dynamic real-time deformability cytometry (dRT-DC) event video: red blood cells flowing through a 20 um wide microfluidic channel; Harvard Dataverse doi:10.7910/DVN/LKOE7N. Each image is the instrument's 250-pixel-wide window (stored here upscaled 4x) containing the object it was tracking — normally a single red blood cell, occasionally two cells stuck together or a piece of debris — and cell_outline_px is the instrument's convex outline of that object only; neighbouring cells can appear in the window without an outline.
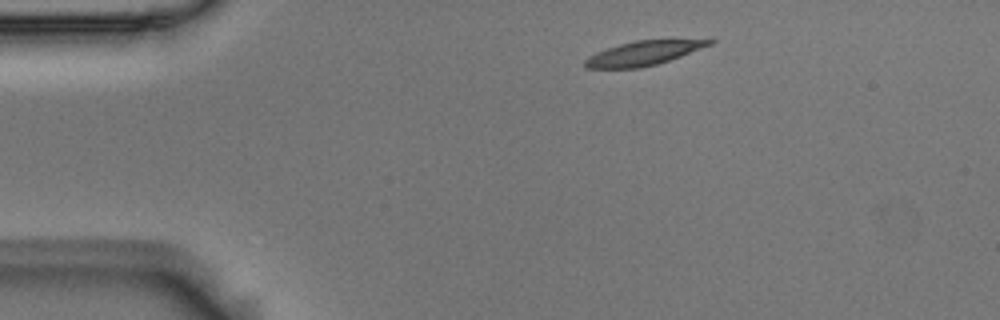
{"species": "Egyptian fruit bat (a non-hibernating species)", "species_latin": "Rousettus aegyptiacus", "temperature_condition": "room temperature", "stored_images_in_passage": 45, "camera_frame_rate_fps": 3000, "um_per_image_px": 0.085, "animal": {"sex": "male"}, "frame": {"image": 1, "passage_image": 1, "time_ms": 0.0, "image_size_px": [1000, 320], "cell_outline_px": [[716, 40], [712, 44], [680, 56], [656, 64], [640, 68], [584, 68], [584, 60], [588, 56], [596, 52], [620, 44], [636, 40]], "centroid_in_image_um": [54.62, 4.53], "position_along_channel_um": 30.4, "area_um2": 17.22}}
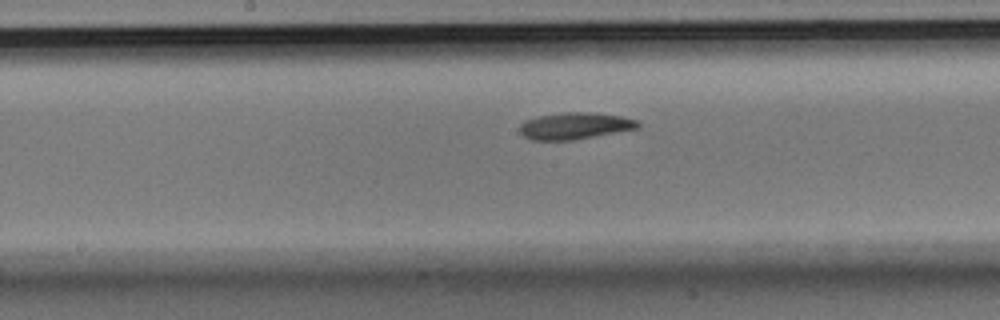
{"frame": {"image": 2, "passage_image": 19, "time_ms": 6.0, "image_size_px": [1000, 320], "cell_outline_px": [[640, 128], [572, 140], [532, 140], [524, 136], [520, 132], [520, 124], [524, 120], [536, 116], [560, 112], [588, 112], [620, 116], [636, 120], [640, 124]], "centroid_in_image_um": [48.83, 10.69], "position_along_channel_um": 199.4, "area_um2": 18.44}}
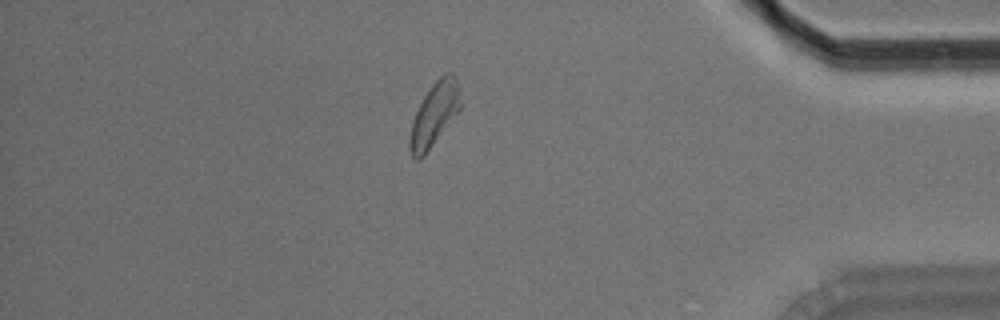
{"frame": {"image": 3, "passage_image": 38, "time_ms": 12.333, "image_size_px": [1000, 320], "cell_outline_px": [[460, 108], [424, 156], [420, 160], [416, 160], [412, 156], [408, 148], [408, 140], [412, 120], [424, 96], [432, 84], [444, 72], [452, 72], [456, 80], [460, 100]], "centroid_in_image_um": [36.87, 9.75], "position_along_channel_um": 398.3, "area_um2": 18.44}, "authors_computed_cell_mechanics": {"area_um2": 18.4382, "velocity_mm_per_s": 3.6869, "shape_relaxation_time_tau1_ms": 3.1077, "shape_relaxation_time_tau2_ms": 4.095, "deformation_change_tau1": 0.1543, "deformation_change_tau2": 0.1074}}